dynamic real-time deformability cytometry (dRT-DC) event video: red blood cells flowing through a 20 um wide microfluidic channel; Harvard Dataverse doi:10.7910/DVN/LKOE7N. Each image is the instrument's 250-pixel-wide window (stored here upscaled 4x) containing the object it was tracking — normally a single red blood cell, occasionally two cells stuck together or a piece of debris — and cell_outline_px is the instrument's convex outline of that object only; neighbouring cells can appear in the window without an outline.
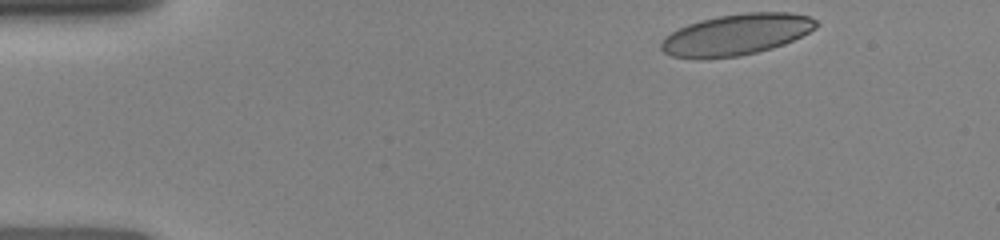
{"species": "human", "species_latin": "Homo sapiens", "temperature_condition": "room temperature", "stored_images_in_passage": 25, "camera_frame_rate_fps": 3000, "um_per_image_px": 0.085, "donor": {"sex": "female"}, "frame": {"image": 1, "passage_image": 1, "time_ms": 0.0, "image_size_px": [1000, 240], "cell_outline_px": [[820, 24], [816, 28], [784, 44], [772, 48], [740, 56], [672, 56], [664, 52], [660, 48], [660, 44], [664, 36], [688, 24], [700, 20], [720, 16], [748, 12], [788, 12], [808, 16], [816, 20]], "centroid_in_image_um": [62.64, 2.9], "position_along_channel_um": 22.4, "area_um2": 36.3}}
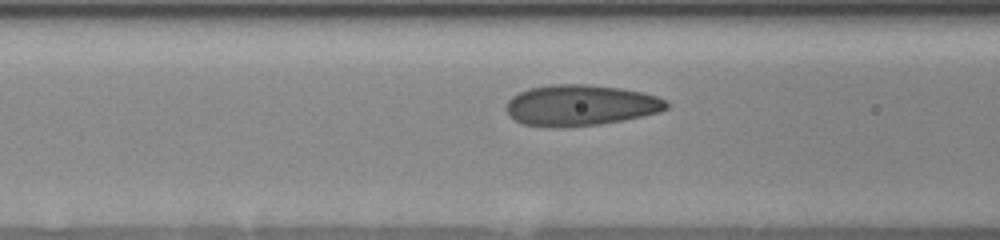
{"frame": {"image": 2, "passage_image": 17, "time_ms": 4.333, "image_size_px": [1000, 240], "cell_outline_px": [[668, 108], [660, 112], [624, 120], [600, 124], [564, 128], [548, 128], [524, 124], [508, 116], [504, 108], [508, 100], [512, 96], [528, 88], [552, 84], [588, 84], [620, 88], [640, 92], [656, 96], [664, 100], [668, 104]], "centroid_in_image_um": [49.29, 8.96], "position_along_channel_um": 117.3, "area_um2": 38.61}}
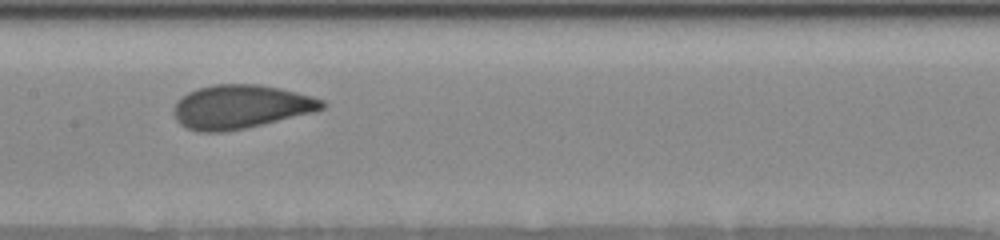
{"frame": {"image": 3, "passage_image": 24, "time_ms": 6.0, "image_size_px": [1000, 240], "cell_outline_px": [[324, 108], [316, 112], [244, 128], [224, 132], [200, 132], [188, 128], [180, 124], [176, 120], [176, 104], [188, 92], [200, 88], [216, 84], [256, 84], [280, 88], [312, 96], [324, 100]], "centroid_in_image_um": [20.51, 9.08], "position_along_channel_um": 186.9, "area_um2": 37.34}}